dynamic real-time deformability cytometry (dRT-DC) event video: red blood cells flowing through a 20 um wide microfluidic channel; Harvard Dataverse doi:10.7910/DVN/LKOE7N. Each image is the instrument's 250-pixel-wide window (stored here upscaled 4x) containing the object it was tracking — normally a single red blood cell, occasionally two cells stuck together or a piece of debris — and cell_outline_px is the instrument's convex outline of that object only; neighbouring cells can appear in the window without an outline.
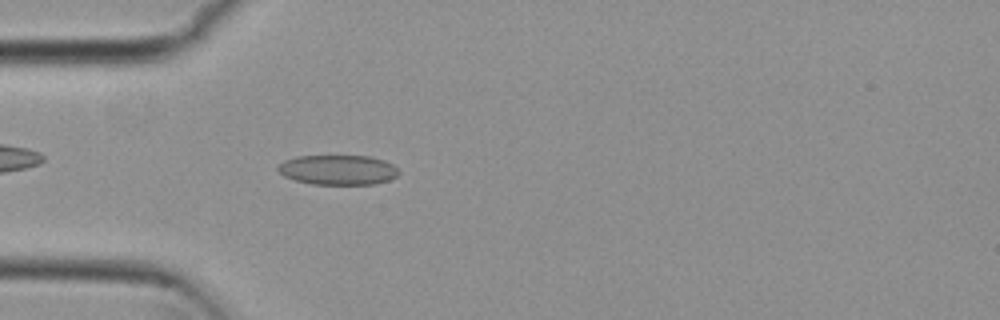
{"species": "common noctule bat (a hibernating species)", "species_latin": "Nyctalus noctula", "temperature_condition": "cold", "stored_images_in_passage": 40, "camera_frame_rate_fps": 3000, "um_per_image_px": 0.085, "animal": {"sex": "female", "body_mass_g": 29.2, "forearm_length_mm": 56.3}, "frame": {"image": 1, "passage_image": 2, "time_ms": 0.333, "image_size_px": [1000, 320], "cell_outline_px": [[400, 172], [396, 176], [388, 180], [372, 184], [312, 184], [296, 180], [284, 176], [276, 168], [284, 160], [296, 156], [372, 156], [384, 160], [392, 164]], "centroid_in_image_um": [28.72, 14.43], "position_along_channel_um": 56.3, "area_um2": 20.92}}
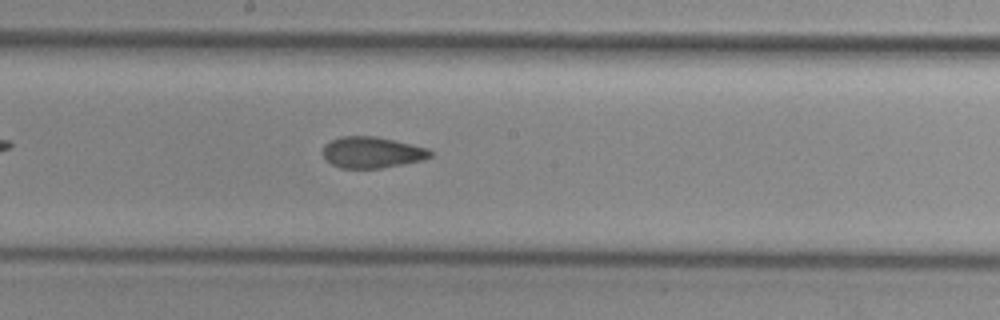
{"frame": {"image": 2, "passage_image": 15, "time_ms": 4.667, "image_size_px": [1000, 320], "cell_outline_px": [[432, 156], [424, 160], [380, 168], [340, 168], [332, 164], [324, 156], [324, 144], [340, 136], [376, 136], [428, 148], [432, 152]], "centroid_in_image_um": [31.64, 12.95], "position_along_channel_um": 216.6, "area_um2": 19.42}}
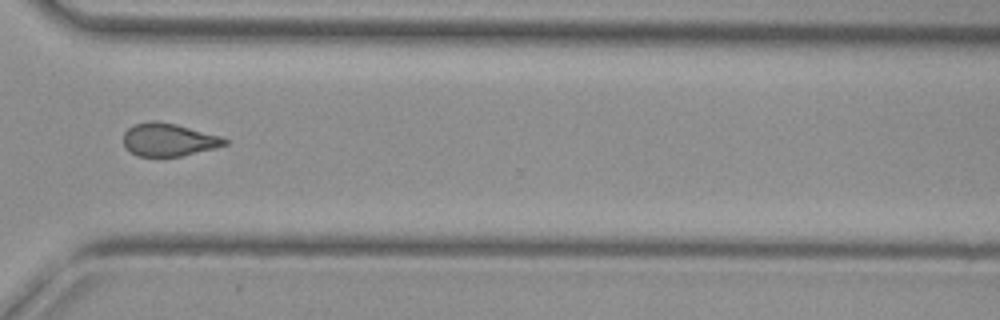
{"frame": {"image": 3, "passage_image": 26, "time_ms": 8.333, "image_size_px": [1000, 320], "cell_outline_px": [[228, 144], [216, 148], [180, 156], [160, 160], [136, 156], [128, 152], [124, 148], [124, 132], [132, 124], [152, 120], [156, 120], [176, 124], [220, 136], [228, 140]], "centroid_in_image_um": [14.27, 11.92], "position_along_channel_um": 356.3, "area_um2": 20.23}, "authors_computed_cell_mechanics": {"area_um2": 20.1433, "velocity_mm_per_s": 3.8055, "shape_relaxation_time_tau1_ms": null, "shape_relaxation_time_tau2_ms": 2.2445, "deformation_change_tau1": null, "deformation_change_tau2": 0.0868}}